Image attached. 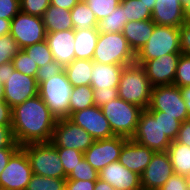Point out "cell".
Masks as SVG:
<instances>
[{
    "label": "cell",
    "mask_w": 190,
    "mask_h": 190,
    "mask_svg": "<svg viewBox=\"0 0 190 190\" xmlns=\"http://www.w3.org/2000/svg\"><path fill=\"white\" fill-rule=\"evenodd\" d=\"M56 122L39 95L12 108V133L20 146L50 142Z\"/></svg>",
    "instance_id": "1"
},
{
    "label": "cell",
    "mask_w": 190,
    "mask_h": 190,
    "mask_svg": "<svg viewBox=\"0 0 190 190\" xmlns=\"http://www.w3.org/2000/svg\"><path fill=\"white\" fill-rule=\"evenodd\" d=\"M152 88L145 68L141 64L134 62L124 66L117 88L119 98L142 109H147Z\"/></svg>",
    "instance_id": "2"
},
{
    "label": "cell",
    "mask_w": 190,
    "mask_h": 190,
    "mask_svg": "<svg viewBox=\"0 0 190 190\" xmlns=\"http://www.w3.org/2000/svg\"><path fill=\"white\" fill-rule=\"evenodd\" d=\"M73 86L67 79L63 70L61 73L41 82L38 95L49 108L50 112L58 119L69 117L70 97Z\"/></svg>",
    "instance_id": "3"
},
{
    "label": "cell",
    "mask_w": 190,
    "mask_h": 190,
    "mask_svg": "<svg viewBox=\"0 0 190 190\" xmlns=\"http://www.w3.org/2000/svg\"><path fill=\"white\" fill-rule=\"evenodd\" d=\"M27 155L33 174L51 178H67L56 147L51 142L21 146Z\"/></svg>",
    "instance_id": "4"
},
{
    "label": "cell",
    "mask_w": 190,
    "mask_h": 190,
    "mask_svg": "<svg viewBox=\"0 0 190 190\" xmlns=\"http://www.w3.org/2000/svg\"><path fill=\"white\" fill-rule=\"evenodd\" d=\"M92 60L102 64L127 66L135 62V53L122 32L100 33Z\"/></svg>",
    "instance_id": "5"
},
{
    "label": "cell",
    "mask_w": 190,
    "mask_h": 190,
    "mask_svg": "<svg viewBox=\"0 0 190 190\" xmlns=\"http://www.w3.org/2000/svg\"><path fill=\"white\" fill-rule=\"evenodd\" d=\"M101 110L110 123L113 134L129 139L136 131L143 109L118 97L102 106Z\"/></svg>",
    "instance_id": "6"
},
{
    "label": "cell",
    "mask_w": 190,
    "mask_h": 190,
    "mask_svg": "<svg viewBox=\"0 0 190 190\" xmlns=\"http://www.w3.org/2000/svg\"><path fill=\"white\" fill-rule=\"evenodd\" d=\"M170 53H181L179 28L156 24L147 43L135 54V61L157 59Z\"/></svg>",
    "instance_id": "7"
},
{
    "label": "cell",
    "mask_w": 190,
    "mask_h": 190,
    "mask_svg": "<svg viewBox=\"0 0 190 190\" xmlns=\"http://www.w3.org/2000/svg\"><path fill=\"white\" fill-rule=\"evenodd\" d=\"M148 111H161L181 122L190 119L181 90L174 84L159 85L152 88Z\"/></svg>",
    "instance_id": "8"
},
{
    "label": "cell",
    "mask_w": 190,
    "mask_h": 190,
    "mask_svg": "<svg viewBox=\"0 0 190 190\" xmlns=\"http://www.w3.org/2000/svg\"><path fill=\"white\" fill-rule=\"evenodd\" d=\"M154 152H164L171 141L160 127V117H154L147 109L140 113L136 131L131 138Z\"/></svg>",
    "instance_id": "9"
},
{
    "label": "cell",
    "mask_w": 190,
    "mask_h": 190,
    "mask_svg": "<svg viewBox=\"0 0 190 190\" xmlns=\"http://www.w3.org/2000/svg\"><path fill=\"white\" fill-rule=\"evenodd\" d=\"M10 35L20 49L34 45L46 39V29L42 17L19 11L11 20Z\"/></svg>",
    "instance_id": "10"
},
{
    "label": "cell",
    "mask_w": 190,
    "mask_h": 190,
    "mask_svg": "<svg viewBox=\"0 0 190 190\" xmlns=\"http://www.w3.org/2000/svg\"><path fill=\"white\" fill-rule=\"evenodd\" d=\"M94 141L85 129L64 118L57 120L50 142L55 147L72 148L84 153Z\"/></svg>",
    "instance_id": "11"
},
{
    "label": "cell",
    "mask_w": 190,
    "mask_h": 190,
    "mask_svg": "<svg viewBox=\"0 0 190 190\" xmlns=\"http://www.w3.org/2000/svg\"><path fill=\"white\" fill-rule=\"evenodd\" d=\"M33 176L25 150L20 147L0 174V189L25 190Z\"/></svg>",
    "instance_id": "12"
},
{
    "label": "cell",
    "mask_w": 190,
    "mask_h": 190,
    "mask_svg": "<svg viewBox=\"0 0 190 190\" xmlns=\"http://www.w3.org/2000/svg\"><path fill=\"white\" fill-rule=\"evenodd\" d=\"M38 88L36 78L17 70H9L7 81L3 84V99L13 108L38 95Z\"/></svg>",
    "instance_id": "13"
},
{
    "label": "cell",
    "mask_w": 190,
    "mask_h": 190,
    "mask_svg": "<svg viewBox=\"0 0 190 190\" xmlns=\"http://www.w3.org/2000/svg\"><path fill=\"white\" fill-rule=\"evenodd\" d=\"M128 138L114 136L108 139L95 140L83 153L87 162L98 172L108 164L118 161L121 150Z\"/></svg>",
    "instance_id": "14"
},
{
    "label": "cell",
    "mask_w": 190,
    "mask_h": 190,
    "mask_svg": "<svg viewBox=\"0 0 190 190\" xmlns=\"http://www.w3.org/2000/svg\"><path fill=\"white\" fill-rule=\"evenodd\" d=\"M182 53H170L157 59L148 61H135L141 64L146 71V76L153 87L174 84L177 65Z\"/></svg>",
    "instance_id": "15"
},
{
    "label": "cell",
    "mask_w": 190,
    "mask_h": 190,
    "mask_svg": "<svg viewBox=\"0 0 190 190\" xmlns=\"http://www.w3.org/2000/svg\"><path fill=\"white\" fill-rule=\"evenodd\" d=\"M68 118L85 129L95 140L108 139L115 136L110 123L103 115L101 107L93 105L72 113Z\"/></svg>",
    "instance_id": "16"
},
{
    "label": "cell",
    "mask_w": 190,
    "mask_h": 190,
    "mask_svg": "<svg viewBox=\"0 0 190 190\" xmlns=\"http://www.w3.org/2000/svg\"><path fill=\"white\" fill-rule=\"evenodd\" d=\"M173 174V166L167 151L154 152L150 163L140 176L141 187L143 189H160Z\"/></svg>",
    "instance_id": "17"
},
{
    "label": "cell",
    "mask_w": 190,
    "mask_h": 190,
    "mask_svg": "<svg viewBox=\"0 0 190 190\" xmlns=\"http://www.w3.org/2000/svg\"><path fill=\"white\" fill-rule=\"evenodd\" d=\"M99 178L116 190H141V177L119 161L108 164L99 171Z\"/></svg>",
    "instance_id": "18"
},
{
    "label": "cell",
    "mask_w": 190,
    "mask_h": 190,
    "mask_svg": "<svg viewBox=\"0 0 190 190\" xmlns=\"http://www.w3.org/2000/svg\"><path fill=\"white\" fill-rule=\"evenodd\" d=\"M46 42L52 52L53 60L65 67L75 59V30L47 33Z\"/></svg>",
    "instance_id": "19"
},
{
    "label": "cell",
    "mask_w": 190,
    "mask_h": 190,
    "mask_svg": "<svg viewBox=\"0 0 190 190\" xmlns=\"http://www.w3.org/2000/svg\"><path fill=\"white\" fill-rule=\"evenodd\" d=\"M153 154V150L129 138L123 145L118 161L132 172L141 176L150 163Z\"/></svg>",
    "instance_id": "20"
},
{
    "label": "cell",
    "mask_w": 190,
    "mask_h": 190,
    "mask_svg": "<svg viewBox=\"0 0 190 190\" xmlns=\"http://www.w3.org/2000/svg\"><path fill=\"white\" fill-rule=\"evenodd\" d=\"M157 25L179 28L186 20L181 0H156L151 15Z\"/></svg>",
    "instance_id": "21"
},
{
    "label": "cell",
    "mask_w": 190,
    "mask_h": 190,
    "mask_svg": "<svg viewBox=\"0 0 190 190\" xmlns=\"http://www.w3.org/2000/svg\"><path fill=\"white\" fill-rule=\"evenodd\" d=\"M124 66L94 62L91 83L92 89L118 88Z\"/></svg>",
    "instance_id": "22"
},
{
    "label": "cell",
    "mask_w": 190,
    "mask_h": 190,
    "mask_svg": "<svg viewBox=\"0 0 190 190\" xmlns=\"http://www.w3.org/2000/svg\"><path fill=\"white\" fill-rule=\"evenodd\" d=\"M155 25L152 19L129 21L124 25L122 33L135 54L147 43L153 34Z\"/></svg>",
    "instance_id": "23"
},
{
    "label": "cell",
    "mask_w": 190,
    "mask_h": 190,
    "mask_svg": "<svg viewBox=\"0 0 190 190\" xmlns=\"http://www.w3.org/2000/svg\"><path fill=\"white\" fill-rule=\"evenodd\" d=\"M99 34L98 28L75 30V59L92 60Z\"/></svg>",
    "instance_id": "24"
},
{
    "label": "cell",
    "mask_w": 190,
    "mask_h": 190,
    "mask_svg": "<svg viewBox=\"0 0 190 190\" xmlns=\"http://www.w3.org/2000/svg\"><path fill=\"white\" fill-rule=\"evenodd\" d=\"M47 33L74 29L70 10L50 5L42 16Z\"/></svg>",
    "instance_id": "25"
},
{
    "label": "cell",
    "mask_w": 190,
    "mask_h": 190,
    "mask_svg": "<svg viewBox=\"0 0 190 190\" xmlns=\"http://www.w3.org/2000/svg\"><path fill=\"white\" fill-rule=\"evenodd\" d=\"M93 60L74 59L64 67L67 79L73 87L90 86Z\"/></svg>",
    "instance_id": "26"
},
{
    "label": "cell",
    "mask_w": 190,
    "mask_h": 190,
    "mask_svg": "<svg viewBox=\"0 0 190 190\" xmlns=\"http://www.w3.org/2000/svg\"><path fill=\"white\" fill-rule=\"evenodd\" d=\"M175 174L190 177V147L172 141L167 149Z\"/></svg>",
    "instance_id": "27"
},
{
    "label": "cell",
    "mask_w": 190,
    "mask_h": 190,
    "mask_svg": "<svg viewBox=\"0 0 190 190\" xmlns=\"http://www.w3.org/2000/svg\"><path fill=\"white\" fill-rule=\"evenodd\" d=\"M71 19L74 30L98 28V21L86 2L79 1L71 10Z\"/></svg>",
    "instance_id": "28"
},
{
    "label": "cell",
    "mask_w": 190,
    "mask_h": 190,
    "mask_svg": "<svg viewBox=\"0 0 190 190\" xmlns=\"http://www.w3.org/2000/svg\"><path fill=\"white\" fill-rule=\"evenodd\" d=\"M69 101V116L76 111L84 110L95 105L92 87H73Z\"/></svg>",
    "instance_id": "29"
},
{
    "label": "cell",
    "mask_w": 190,
    "mask_h": 190,
    "mask_svg": "<svg viewBox=\"0 0 190 190\" xmlns=\"http://www.w3.org/2000/svg\"><path fill=\"white\" fill-rule=\"evenodd\" d=\"M128 22L124 15V6L120 3L110 15L99 21V33H118L122 32L124 25Z\"/></svg>",
    "instance_id": "30"
},
{
    "label": "cell",
    "mask_w": 190,
    "mask_h": 190,
    "mask_svg": "<svg viewBox=\"0 0 190 190\" xmlns=\"http://www.w3.org/2000/svg\"><path fill=\"white\" fill-rule=\"evenodd\" d=\"M124 6V15L129 21L150 20L152 12L140 0H120Z\"/></svg>",
    "instance_id": "31"
},
{
    "label": "cell",
    "mask_w": 190,
    "mask_h": 190,
    "mask_svg": "<svg viewBox=\"0 0 190 190\" xmlns=\"http://www.w3.org/2000/svg\"><path fill=\"white\" fill-rule=\"evenodd\" d=\"M22 50L37 64L38 68L54 61L46 40L27 46Z\"/></svg>",
    "instance_id": "32"
},
{
    "label": "cell",
    "mask_w": 190,
    "mask_h": 190,
    "mask_svg": "<svg viewBox=\"0 0 190 190\" xmlns=\"http://www.w3.org/2000/svg\"><path fill=\"white\" fill-rule=\"evenodd\" d=\"M66 180L33 174L25 190H64Z\"/></svg>",
    "instance_id": "33"
},
{
    "label": "cell",
    "mask_w": 190,
    "mask_h": 190,
    "mask_svg": "<svg viewBox=\"0 0 190 190\" xmlns=\"http://www.w3.org/2000/svg\"><path fill=\"white\" fill-rule=\"evenodd\" d=\"M59 158L61 159L65 174L68 176L70 172L84 158L83 152L72 148L56 147Z\"/></svg>",
    "instance_id": "34"
},
{
    "label": "cell",
    "mask_w": 190,
    "mask_h": 190,
    "mask_svg": "<svg viewBox=\"0 0 190 190\" xmlns=\"http://www.w3.org/2000/svg\"><path fill=\"white\" fill-rule=\"evenodd\" d=\"M98 178L99 172L95 170L85 158H83L66 179L96 181Z\"/></svg>",
    "instance_id": "35"
},
{
    "label": "cell",
    "mask_w": 190,
    "mask_h": 190,
    "mask_svg": "<svg viewBox=\"0 0 190 190\" xmlns=\"http://www.w3.org/2000/svg\"><path fill=\"white\" fill-rule=\"evenodd\" d=\"M154 117H160V127L170 141L177 139L181 121L169 115H161V111H149Z\"/></svg>",
    "instance_id": "36"
},
{
    "label": "cell",
    "mask_w": 190,
    "mask_h": 190,
    "mask_svg": "<svg viewBox=\"0 0 190 190\" xmlns=\"http://www.w3.org/2000/svg\"><path fill=\"white\" fill-rule=\"evenodd\" d=\"M12 63L15 70L27 76L36 78V73L39 68L37 64L33 62V60L28 57L22 49L12 59Z\"/></svg>",
    "instance_id": "37"
},
{
    "label": "cell",
    "mask_w": 190,
    "mask_h": 190,
    "mask_svg": "<svg viewBox=\"0 0 190 190\" xmlns=\"http://www.w3.org/2000/svg\"><path fill=\"white\" fill-rule=\"evenodd\" d=\"M86 3L99 22L117 8L120 4V0H88Z\"/></svg>",
    "instance_id": "38"
},
{
    "label": "cell",
    "mask_w": 190,
    "mask_h": 190,
    "mask_svg": "<svg viewBox=\"0 0 190 190\" xmlns=\"http://www.w3.org/2000/svg\"><path fill=\"white\" fill-rule=\"evenodd\" d=\"M18 44L10 34L0 37V65L12 61L20 51Z\"/></svg>",
    "instance_id": "39"
},
{
    "label": "cell",
    "mask_w": 190,
    "mask_h": 190,
    "mask_svg": "<svg viewBox=\"0 0 190 190\" xmlns=\"http://www.w3.org/2000/svg\"><path fill=\"white\" fill-rule=\"evenodd\" d=\"M174 85L179 88L190 85V55L181 54L177 65Z\"/></svg>",
    "instance_id": "40"
},
{
    "label": "cell",
    "mask_w": 190,
    "mask_h": 190,
    "mask_svg": "<svg viewBox=\"0 0 190 190\" xmlns=\"http://www.w3.org/2000/svg\"><path fill=\"white\" fill-rule=\"evenodd\" d=\"M50 2L51 0H20V11L42 17Z\"/></svg>",
    "instance_id": "41"
},
{
    "label": "cell",
    "mask_w": 190,
    "mask_h": 190,
    "mask_svg": "<svg viewBox=\"0 0 190 190\" xmlns=\"http://www.w3.org/2000/svg\"><path fill=\"white\" fill-rule=\"evenodd\" d=\"M160 190H190V179L187 176L174 173Z\"/></svg>",
    "instance_id": "42"
},
{
    "label": "cell",
    "mask_w": 190,
    "mask_h": 190,
    "mask_svg": "<svg viewBox=\"0 0 190 190\" xmlns=\"http://www.w3.org/2000/svg\"><path fill=\"white\" fill-rule=\"evenodd\" d=\"M64 67L57 63L55 60L45 66L40 67L36 73V80L38 85L41 82L47 81L50 77L61 73Z\"/></svg>",
    "instance_id": "43"
},
{
    "label": "cell",
    "mask_w": 190,
    "mask_h": 190,
    "mask_svg": "<svg viewBox=\"0 0 190 190\" xmlns=\"http://www.w3.org/2000/svg\"><path fill=\"white\" fill-rule=\"evenodd\" d=\"M93 97L95 106L102 107L108 102L118 98L117 88L111 89H93Z\"/></svg>",
    "instance_id": "44"
},
{
    "label": "cell",
    "mask_w": 190,
    "mask_h": 190,
    "mask_svg": "<svg viewBox=\"0 0 190 190\" xmlns=\"http://www.w3.org/2000/svg\"><path fill=\"white\" fill-rule=\"evenodd\" d=\"M20 11V0H0V18L12 20Z\"/></svg>",
    "instance_id": "45"
},
{
    "label": "cell",
    "mask_w": 190,
    "mask_h": 190,
    "mask_svg": "<svg viewBox=\"0 0 190 190\" xmlns=\"http://www.w3.org/2000/svg\"><path fill=\"white\" fill-rule=\"evenodd\" d=\"M180 51L184 55H190V19H187L180 27Z\"/></svg>",
    "instance_id": "46"
},
{
    "label": "cell",
    "mask_w": 190,
    "mask_h": 190,
    "mask_svg": "<svg viewBox=\"0 0 190 190\" xmlns=\"http://www.w3.org/2000/svg\"><path fill=\"white\" fill-rule=\"evenodd\" d=\"M20 147L21 146L15 141L13 137L12 126L0 125V149Z\"/></svg>",
    "instance_id": "47"
},
{
    "label": "cell",
    "mask_w": 190,
    "mask_h": 190,
    "mask_svg": "<svg viewBox=\"0 0 190 190\" xmlns=\"http://www.w3.org/2000/svg\"><path fill=\"white\" fill-rule=\"evenodd\" d=\"M96 181L66 180L64 190H94Z\"/></svg>",
    "instance_id": "48"
},
{
    "label": "cell",
    "mask_w": 190,
    "mask_h": 190,
    "mask_svg": "<svg viewBox=\"0 0 190 190\" xmlns=\"http://www.w3.org/2000/svg\"><path fill=\"white\" fill-rule=\"evenodd\" d=\"M0 125L12 126V108L5 101H0Z\"/></svg>",
    "instance_id": "49"
},
{
    "label": "cell",
    "mask_w": 190,
    "mask_h": 190,
    "mask_svg": "<svg viewBox=\"0 0 190 190\" xmlns=\"http://www.w3.org/2000/svg\"><path fill=\"white\" fill-rule=\"evenodd\" d=\"M176 141L190 147V119L181 123Z\"/></svg>",
    "instance_id": "50"
},
{
    "label": "cell",
    "mask_w": 190,
    "mask_h": 190,
    "mask_svg": "<svg viewBox=\"0 0 190 190\" xmlns=\"http://www.w3.org/2000/svg\"><path fill=\"white\" fill-rule=\"evenodd\" d=\"M19 148H3L0 149V174L7 166L11 156L18 150Z\"/></svg>",
    "instance_id": "51"
},
{
    "label": "cell",
    "mask_w": 190,
    "mask_h": 190,
    "mask_svg": "<svg viewBox=\"0 0 190 190\" xmlns=\"http://www.w3.org/2000/svg\"><path fill=\"white\" fill-rule=\"evenodd\" d=\"M79 0H51L50 5L71 10Z\"/></svg>",
    "instance_id": "52"
},
{
    "label": "cell",
    "mask_w": 190,
    "mask_h": 190,
    "mask_svg": "<svg viewBox=\"0 0 190 190\" xmlns=\"http://www.w3.org/2000/svg\"><path fill=\"white\" fill-rule=\"evenodd\" d=\"M9 70H15L12 61L0 65V82L2 85L7 81Z\"/></svg>",
    "instance_id": "53"
},
{
    "label": "cell",
    "mask_w": 190,
    "mask_h": 190,
    "mask_svg": "<svg viewBox=\"0 0 190 190\" xmlns=\"http://www.w3.org/2000/svg\"><path fill=\"white\" fill-rule=\"evenodd\" d=\"M11 20L0 18V37L6 34H10Z\"/></svg>",
    "instance_id": "54"
},
{
    "label": "cell",
    "mask_w": 190,
    "mask_h": 190,
    "mask_svg": "<svg viewBox=\"0 0 190 190\" xmlns=\"http://www.w3.org/2000/svg\"><path fill=\"white\" fill-rule=\"evenodd\" d=\"M183 100L185 101V105L187 106L188 113L190 115V85L180 88Z\"/></svg>",
    "instance_id": "55"
},
{
    "label": "cell",
    "mask_w": 190,
    "mask_h": 190,
    "mask_svg": "<svg viewBox=\"0 0 190 190\" xmlns=\"http://www.w3.org/2000/svg\"><path fill=\"white\" fill-rule=\"evenodd\" d=\"M94 190H116V189L113 186H111L109 183L98 178L96 180Z\"/></svg>",
    "instance_id": "56"
},
{
    "label": "cell",
    "mask_w": 190,
    "mask_h": 190,
    "mask_svg": "<svg viewBox=\"0 0 190 190\" xmlns=\"http://www.w3.org/2000/svg\"><path fill=\"white\" fill-rule=\"evenodd\" d=\"M181 6L187 19H190V0H181Z\"/></svg>",
    "instance_id": "57"
},
{
    "label": "cell",
    "mask_w": 190,
    "mask_h": 190,
    "mask_svg": "<svg viewBox=\"0 0 190 190\" xmlns=\"http://www.w3.org/2000/svg\"><path fill=\"white\" fill-rule=\"evenodd\" d=\"M140 1H142L148 7V9L152 12L156 0H140Z\"/></svg>",
    "instance_id": "58"
},
{
    "label": "cell",
    "mask_w": 190,
    "mask_h": 190,
    "mask_svg": "<svg viewBox=\"0 0 190 190\" xmlns=\"http://www.w3.org/2000/svg\"><path fill=\"white\" fill-rule=\"evenodd\" d=\"M0 101H4V99H3V85L1 82H0Z\"/></svg>",
    "instance_id": "59"
},
{
    "label": "cell",
    "mask_w": 190,
    "mask_h": 190,
    "mask_svg": "<svg viewBox=\"0 0 190 190\" xmlns=\"http://www.w3.org/2000/svg\"><path fill=\"white\" fill-rule=\"evenodd\" d=\"M141 190H160V189H141Z\"/></svg>",
    "instance_id": "60"
}]
</instances>
